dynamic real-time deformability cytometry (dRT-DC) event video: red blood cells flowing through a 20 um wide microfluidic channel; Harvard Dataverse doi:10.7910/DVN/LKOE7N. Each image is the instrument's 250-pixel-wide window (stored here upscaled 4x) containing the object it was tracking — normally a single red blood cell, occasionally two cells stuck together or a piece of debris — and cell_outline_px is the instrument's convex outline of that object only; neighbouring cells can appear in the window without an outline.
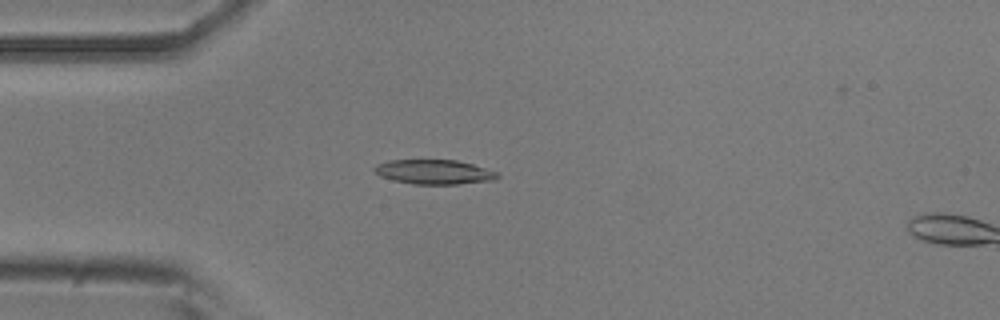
{"species": "common noctule bat (a hibernating species)", "species_latin": "Nyctalus noctula", "temperature_condition": "room temperature", "stored_images_in_passage": 16, "camera_frame_rate_fps": 3000, "um_per_image_px": 0.085, "animal": {"sex": "male", "body_mass_g": 20.5, "forearm_length_mm": 52.5}, "frame": {"image": 1, "passage_image": 14, "time_ms": 4.333, "image_size_px": [1000, 320], "cell_outline_px": [[500, 176], [496, 180], [456, 184], [412, 184], [392, 180], [380, 176], [372, 168], [376, 164], [388, 160], [456, 160], [472, 164], [496, 172]], "centroid_in_image_um": [36.87, 14.62], "position_along_channel_um": 48.1, "area_um2": 17.57}}